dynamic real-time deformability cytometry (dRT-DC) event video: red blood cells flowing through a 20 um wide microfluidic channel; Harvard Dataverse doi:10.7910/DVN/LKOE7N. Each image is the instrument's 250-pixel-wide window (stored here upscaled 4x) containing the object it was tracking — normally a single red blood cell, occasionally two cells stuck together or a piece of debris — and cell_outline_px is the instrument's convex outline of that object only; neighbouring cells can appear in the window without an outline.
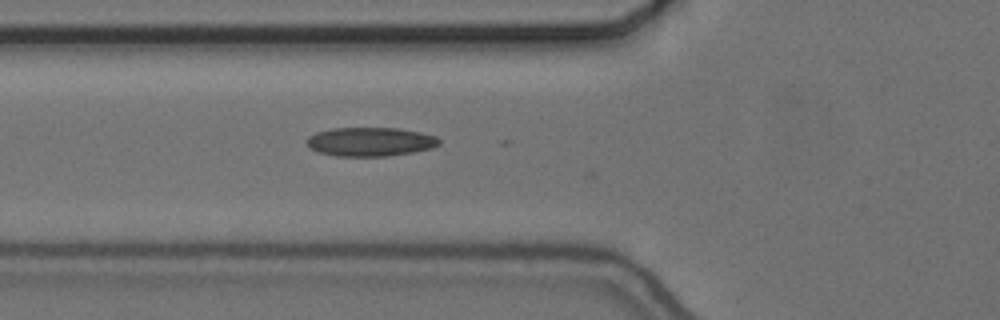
{"species": "common noctule bat (a hibernating species)", "species_latin": "Nyctalus noctula", "temperature_condition": "cold", "stored_images_in_passage": 4, "camera_frame_rate_fps": 3000, "um_per_image_px": 0.085, "animal": {"sex": "female", "body_mass_g": 24.6, "forearm_length_mm": 56.2}, "frame": {"image": 1, "passage_image": 3, "time_ms": 0.667, "image_size_px": [1000, 320], "cell_outline_px": [[440, 144], [432, 148], [412, 152], [388, 156], [336, 156], [316, 152], [304, 140], [308, 136], [316, 132], [332, 128], [400, 128], [420, 132], [436, 136], [440, 140]], "centroid_in_image_um": [31.46, 12.04], "position_along_channel_um": 94.3, "area_um2": 22.43}}